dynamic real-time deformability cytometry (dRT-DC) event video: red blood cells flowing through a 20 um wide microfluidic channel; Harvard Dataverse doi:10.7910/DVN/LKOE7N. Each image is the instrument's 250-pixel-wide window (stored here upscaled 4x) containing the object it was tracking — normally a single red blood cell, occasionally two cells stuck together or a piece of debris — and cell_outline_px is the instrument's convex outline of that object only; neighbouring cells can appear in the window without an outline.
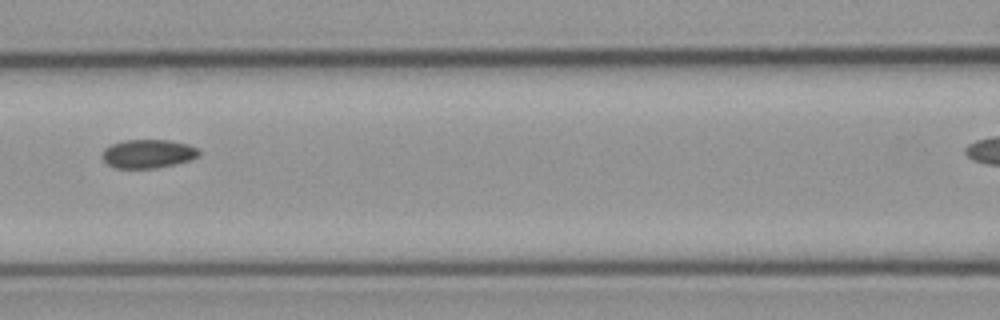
{"species": "common noctule bat (a hibernating species)", "species_latin": "Nyctalus noctula", "temperature_condition": "cold", "stored_images_in_passage": 8, "segment_of_instrument_passage": [1, 2], "camera_frame_rate_fps": 3000, "um_per_image_px": 0.085, "animal": {"sex": "male", "body_mass_g": 23.1, "forearm_length_mm": 52.7}, "frame": {"image": 1, "passage_image": 5, "time_ms": 5.333, "image_size_px": [1000, 320], "cell_outline_px": [[200, 152], [196, 156], [188, 160], [156, 168], [116, 168], [108, 164], [100, 156], [104, 148], [112, 144], [124, 140], [168, 140], [188, 144], [196, 148]], "centroid_in_image_um": [12.52, 13.06], "position_along_channel_um": 154.1, "area_um2": 15.95}}
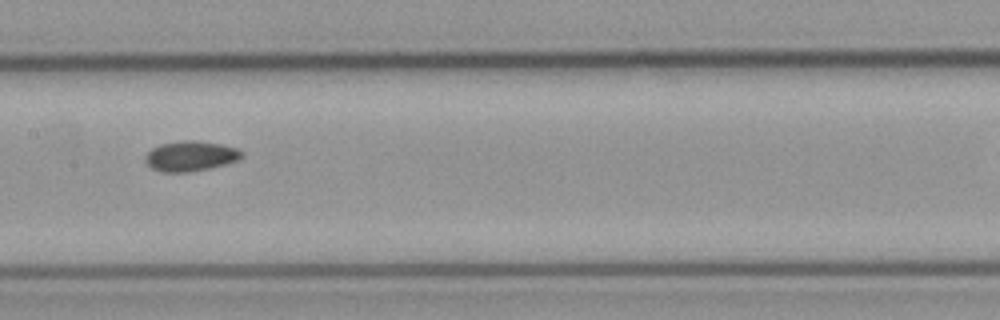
{"frame": {"image": 2, "passage_image": 6, "time_ms": 6.333, "image_size_px": [1000, 320], "cell_outline_px": [[244, 156], [236, 160], [224, 164], [208, 168], [188, 172], [164, 172], [152, 168], [144, 160], [144, 156], [152, 148], [160, 144], [184, 140], [196, 140], [220, 144], [236, 148], [244, 152]], "centroid_in_image_um": [16.18, 13.25], "position_along_channel_um": 191.2, "area_um2": 16.82}}
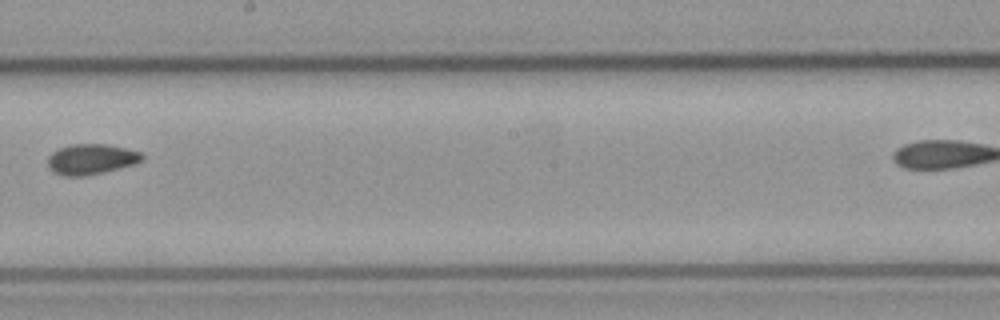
{"frame": {"image": 3, "passage_image": 7, "time_ms": 7.667, "image_size_px": [1000, 320], "cell_outline_px": [[144, 160], [120, 168], [104, 172], [84, 176], [64, 176], [48, 168], [48, 156], [52, 152], [60, 148], [72, 144], [108, 144], [140, 152], [144, 156]], "centroid_in_image_um": [7.74, 13.53], "position_along_channel_um": 240.5, "area_um2": 16.65}}